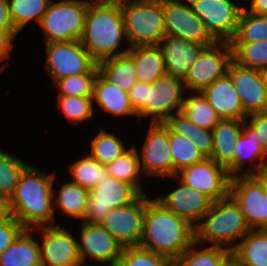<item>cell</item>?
Wrapping results in <instances>:
<instances>
[{"instance_id": "6da1fadb", "label": "cell", "mask_w": 267, "mask_h": 266, "mask_svg": "<svg viewBox=\"0 0 267 266\" xmlns=\"http://www.w3.org/2000/svg\"><path fill=\"white\" fill-rule=\"evenodd\" d=\"M195 241V227L168 210L156 198L151 200L146 196L140 247L167 256L175 262Z\"/></svg>"}, {"instance_id": "7a4b0ae2", "label": "cell", "mask_w": 267, "mask_h": 266, "mask_svg": "<svg viewBox=\"0 0 267 266\" xmlns=\"http://www.w3.org/2000/svg\"><path fill=\"white\" fill-rule=\"evenodd\" d=\"M29 165L21 174L12 197L9 199L12 216L25 228L53 225L54 173L39 171ZM51 223V224H50Z\"/></svg>"}, {"instance_id": "3957f363", "label": "cell", "mask_w": 267, "mask_h": 266, "mask_svg": "<svg viewBox=\"0 0 267 266\" xmlns=\"http://www.w3.org/2000/svg\"><path fill=\"white\" fill-rule=\"evenodd\" d=\"M123 37L126 33L119 0H90L79 40L90 56L98 63L127 53L129 48L117 51Z\"/></svg>"}, {"instance_id": "277c9868", "label": "cell", "mask_w": 267, "mask_h": 266, "mask_svg": "<svg viewBox=\"0 0 267 266\" xmlns=\"http://www.w3.org/2000/svg\"><path fill=\"white\" fill-rule=\"evenodd\" d=\"M251 230L239 205L228 195L213 202L210 210L195 228L196 242L213 243V246L225 247L232 251L233 241L241 240Z\"/></svg>"}, {"instance_id": "5b68a950", "label": "cell", "mask_w": 267, "mask_h": 266, "mask_svg": "<svg viewBox=\"0 0 267 266\" xmlns=\"http://www.w3.org/2000/svg\"><path fill=\"white\" fill-rule=\"evenodd\" d=\"M129 48L156 46L166 35L162 0H119Z\"/></svg>"}, {"instance_id": "8992f818", "label": "cell", "mask_w": 267, "mask_h": 266, "mask_svg": "<svg viewBox=\"0 0 267 266\" xmlns=\"http://www.w3.org/2000/svg\"><path fill=\"white\" fill-rule=\"evenodd\" d=\"M89 3L88 0H51L38 23L46 43L80 40Z\"/></svg>"}, {"instance_id": "52a82bcc", "label": "cell", "mask_w": 267, "mask_h": 266, "mask_svg": "<svg viewBox=\"0 0 267 266\" xmlns=\"http://www.w3.org/2000/svg\"><path fill=\"white\" fill-rule=\"evenodd\" d=\"M229 195L252 230L267 229V185L259 175L231 177Z\"/></svg>"}, {"instance_id": "ba28073f", "label": "cell", "mask_w": 267, "mask_h": 266, "mask_svg": "<svg viewBox=\"0 0 267 266\" xmlns=\"http://www.w3.org/2000/svg\"><path fill=\"white\" fill-rule=\"evenodd\" d=\"M140 195L130 183L109 176L90 190L82 222L101 224L112 209L131 204Z\"/></svg>"}, {"instance_id": "9c48e42d", "label": "cell", "mask_w": 267, "mask_h": 266, "mask_svg": "<svg viewBox=\"0 0 267 266\" xmlns=\"http://www.w3.org/2000/svg\"><path fill=\"white\" fill-rule=\"evenodd\" d=\"M166 35L197 44L214 45L205 23L193 12L187 0H162Z\"/></svg>"}, {"instance_id": "30bf717a", "label": "cell", "mask_w": 267, "mask_h": 266, "mask_svg": "<svg viewBox=\"0 0 267 266\" xmlns=\"http://www.w3.org/2000/svg\"><path fill=\"white\" fill-rule=\"evenodd\" d=\"M46 71L54 81L89 73L97 62L79 40L46 43Z\"/></svg>"}, {"instance_id": "8fae6325", "label": "cell", "mask_w": 267, "mask_h": 266, "mask_svg": "<svg viewBox=\"0 0 267 266\" xmlns=\"http://www.w3.org/2000/svg\"><path fill=\"white\" fill-rule=\"evenodd\" d=\"M185 88L183 80L174 76L164 75L150 84L147 101L138 113L137 119L152 116L150 123H162L167 117L181 112L184 102Z\"/></svg>"}, {"instance_id": "7c38bea8", "label": "cell", "mask_w": 267, "mask_h": 266, "mask_svg": "<svg viewBox=\"0 0 267 266\" xmlns=\"http://www.w3.org/2000/svg\"><path fill=\"white\" fill-rule=\"evenodd\" d=\"M232 60L230 42H217L207 47L183 79L185 90L201 92L227 73L228 65Z\"/></svg>"}, {"instance_id": "4fadbf2b", "label": "cell", "mask_w": 267, "mask_h": 266, "mask_svg": "<svg viewBox=\"0 0 267 266\" xmlns=\"http://www.w3.org/2000/svg\"><path fill=\"white\" fill-rule=\"evenodd\" d=\"M217 42H230L235 35L243 7L230 0H187Z\"/></svg>"}, {"instance_id": "5bb4252c", "label": "cell", "mask_w": 267, "mask_h": 266, "mask_svg": "<svg viewBox=\"0 0 267 266\" xmlns=\"http://www.w3.org/2000/svg\"><path fill=\"white\" fill-rule=\"evenodd\" d=\"M146 194L127 206L112 209L101 225L123 246H139L142 240Z\"/></svg>"}, {"instance_id": "9a60e30c", "label": "cell", "mask_w": 267, "mask_h": 266, "mask_svg": "<svg viewBox=\"0 0 267 266\" xmlns=\"http://www.w3.org/2000/svg\"><path fill=\"white\" fill-rule=\"evenodd\" d=\"M191 188L206 194L214 202L229 195L231 177L224 166L210 158L183 168L174 177Z\"/></svg>"}, {"instance_id": "2e32d148", "label": "cell", "mask_w": 267, "mask_h": 266, "mask_svg": "<svg viewBox=\"0 0 267 266\" xmlns=\"http://www.w3.org/2000/svg\"><path fill=\"white\" fill-rule=\"evenodd\" d=\"M139 154L140 168L146 176L173 177L169 133L162 123H151Z\"/></svg>"}, {"instance_id": "e0dca14e", "label": "cell", "mask_w": 267, "mask_h": 266, "mask_svg": "<svg viewBox=\"0 0 267 266\" xmlns=\"http://www.w3.org/2000/svg\"><path fill=\"white\" fill-rule=\"evenodd\" d=\"M42 230L39 243L42 266H81L78 241L64 227L47 225L33 228Z\"/></svg>"}, {"instance_id": "ac0fdd59", "label": "cell", "mask_w": 267, "mask_h": 266, "mask_svg": "<svg viewBox=\"0 0 267 266\" xmlns=\"http://www.w3.org/2000/svg\"><path fill=\"white\" fill-rule=\"evenodd\" d=\"M80 234L78 251L82 266L86 257L101 265L119 264L123 246L101 224L82 222Z\"/></svg>"}, {"instance_id": "d6986e66", "label": "cell", "mask_w": 267, "mask_h": 266, "mask_svg": "<svg viewBox=\"0 0 267 266\" xmlns=\"http://www.w3.org/2000/svg\"><path fill=\"white\" fill-rule=\"evenodd\" d=\"M227 74L240 96L244 113L247 116L267 112V99L261 71L240 66L232 60L228 65Z\"/></svg>"}, {"instance_id": "ffe728a7", "label": "cell", "mask_w": 267, "mask_h": 266, "mask_svg": "<svg viewBox=\"0 0 267 266\" xmlns=\"http://www.w3.org/2000/svg\"><path fill=\"white\" fill-rule=\"evenodd\" d=\"M156 199L168 210L185 219L195 228L200 224L214 202L206 194L181 181L178 188L172 190L165 197L158 196Z\"/></svg>"}, {"instance_id": "44dd1931", "label": "cell", "mask_w": 267, "mask_h": 266, "mask_svg": "<svg viewBox=\"0 0 267 266\" xmlns=\"http://www.w3.org/2000/svg\"><path fill=\"white\" fill-rule=\"evenodd\" d=\"M156 46L162 53L166 75L183 80L201 53L212 45L197 44L165 35Z\"/></svg>"}, {"instance_id": "7402d4cb", "label": "cell", "mask_w": 267, "mask_h": 266, "mask_svg": "<svg viewBox=\"0 0 267 266\" xmlns=\"http://www.w3.org/2000/svg\"><path fill=\"white\" fill-rule=\"evenodd\" d=\"M201 94L221 119H246L247 115L244 113L240 96L227 73L204 88Z\"/></svg>"}, {"instance_id": "603a6c76", "label": "cell", "mask_w": 267, "mask_h": 266, "mask_svg": "<svg viewBox=\"0 0 267 266\" xmlns=\"http://www.w3.org/2000/svg\"><path fill=\"white\" fill-rule=\"evenodd\" d=\"M243 120L221 119L212 129L213 151L210 159L224 166L234 177V153L242 133Z\"/></svg>"}, {"instance_id": "cb8c5ba5", "label": "cell", "mask_w": 267, "mask_h": 266, "mask_svg": "<svg viewBox=\"0 0 267 266\" xmlns=\"http://www.w3.org/2000/svg\"><path fill=\"white\" fill-rule=\"evenodd\" d=\"M256 160V165H250L247 171H244V161ZM267 168V152L261 146L254 136V129L243 120L242 133L236 143L234 153V176L240 175H261ZM240 172H242L240 174Z\"/></svg>"}, {"instance_id": "d4e9b609", "label": "cell", "mask_w": 267, "mask_h": 266, "mask_svg": "<svg viewBox=\"0 0 267 266\" xmlns=\"http://www.w3.org/2000/svg\"><path fill=\"white\" fill-rule=\"evenodd\" d=\"M92 100L102 110L114 116H138L130 103L128 93L106 81L99 73L94 80Z\"/></svg>"}, {"instance_id": "484cf974", "label": "cell", "mask_w": 267, "mask_h": 266, "mask_svg": "<svg viewBox=\"0 0 267 266\" xmlns=\"http://www.w3.org/2000/svg\"><path fill=\"white\" fill-rule=\"evenodd\" d=\"M232 260L238 266H267V229L251 230L232 246Z\"/></svg>"}, {"instance_id": "4316f807", "label": "cell", "mask_w": 267, "mask_h": 266, "mask_svg": "<svg viewBox=\"0 0 267 266\" xmlns=\"http://www.w3.org/2000/svg\"><path fill=\"white\" fill-rule=\"evenodd\" d=\"M162 124L167 128L168 133L185 136L191 140L205 158L211 157L213 151L211 129L196 126L182 111L170 115Z\"/></svg>"}, {"instance_id": "83f0119b", "label": "cell", "mask_w": 267, "mask_h": 266, "mask_svg": "<svg viewBox=\"0 0 267 266\" xmlns=\"http://www.w3.org/2000/svg\"><path fill=\"white\" fill-rule=\"evenodd\" d=\"M25 229L11 245L0 254V266H42L39 242Z\"/></svg>"}, {"instance_id": "f1b7e54d", "label": "cell", "mask_w": 267, "mask_h": 266, "mask_svg": "<svg viewBox=\"0 0 267 266\" xmlns=\"http://www.w3.org/2000/svg\"><path fill=\"white\" fill-rule=\"evenodd\" d=\"M127 53L133 58L137 81L151 84L166 75L164 59L157 46H134Z\"/></svg>"}, {"instance_id": "f546056e", "label": "cell", "mask_w": 267, "mask_h": 266, "mask_svg": "<svg viewBox=\"0 0 267 266\" xmlns=\"http://www.w3.org/2000/svg\"><path fill=\"white\" fill-rule=\"evenodd\" d=\"M98 73L125 92L137 82L133 58L128 54L109 57L97 63Z\"/></svg>"}, {"instance_id": "4dcf8cb0", "label": "cell", "mask_w": 267, "mask_h": 266, "mask_svg": "<svg viewBox=\"0 0 267 266\" xmlns=\"http://www.w3.org/2000/svg\"><path fill=\"white\" fill-rule=\"evenodd\" d=\"M195 241L175 261L179 266H225L232 259V251L225 247L213 246L197 250Z\"/></svg>"}, {"instance_id": "1f68e13d", "label": "cell", "mask_w": 267, "mask_h": 266, "mask_svg": "<svg viewBox=\"0 0 267 266\" xmlns=\"http://www.w3.org/2000/svg\"><path fill=\"white\" fill-rule=\"evenodd\" d=\"M59 190V195H53V205L64 214L76 219H83L90 191L74 182L64 183Z\"/></svg>"}, {"instance_id": "d6a6232c", "label": "cell", "mask_w": 267, "mask_h": 266, "mask_svg": "<svg viewBox=\"0 0 267 266\" xmlns=\"http://www.w3.org/2000/svg\"><path fill=\"white\" fill-rule=\"evenodd\" d=\"M68 170L70 171L72 182L89 191L109 177L106 166L100 164L90 154L69 164Z\"/></svg>"}, {"instance_id": "836d02e7", "label": "cell", "mask_w": 267, "mask_h": 266, "mask_svg": "<svg viewBox=\"0 0 267 266\" xmlns=\"http://www.w3.org/2000/svg\"><path fill=\"white\" fill-rule=\"evenodd\" d=\"M109 176L130 183L140 194H145L139 178L141 172L137 148L134 146L125 151L114 161L106 165Z\"/></svg>"}, {"instance_id": "e575fe53", "label": "cell", "mask_w": 267, "mask_h": 266, "mask_svg": "<svg viewBox=\"0 0 267 266\" xmlns=\"http://www.w3.org/2000/svg\"><path fill=\"white\" fill-rule=\"evenodd\" d=\"M232 59L238 65L258 71L267 70V40L230 42Z\"/></svg>"}, {"instance_id": "d590c367", "label": "cell", "mask_w": 267, "mask_h": 266, "mask_svg": "<svg viewBox=\"0 0 267 266\" xmlns=\"http://www.w3.org/2000/svg\"><path fill=\"white\" fill-rule=\"evenodd\" d=\"M195 94L190 97H184L181 111L196 126L212 130L221 118L201 92H195Z\"/></svg>"}, {"instance_id": "8d00e7d4", "label": "cell", "mask_w": 267, "mask_h": 266, "mask_svg": "<svg viewBox=\"0 0 267 266\" xmlns=\"http://www.w3.org/2000/svg\"><path fill=\"white\" fill-rule=\"evenodd\" d=\"M51 0H8L9 14L19 34L28 23L40 21Z\"/></svg>"}, {"instance_id": "74e56055", "label": "cell", "mask_w": 267, "mask_h": 266, "mask_svg": "<svg viewBox=\"0 0 267 266\" xmlns=\"http://www.w3.org/2000/svg\"><path fill=\"white\" fill-rule=\"evenodd\" d=\"M267 40V15L252 14L242 9L235 35L230 42Z\"/></svg>"}, {"instance_id": "f35d334b", "label": "cell", "mask_w": 267, "mask_h": 266, "mask_svg": "<svg viewBox=\"0 0 267 266\" xmlns=\"http://www.w3.org/2000/svg\"><path fill=\"white\" fill-rule=\"evenodd\" d=\"M169 142L173 160V177L183 168L205 159L193 142L185 136L169 133Z\"/></svg>"}, {"instance_id": "ab89813d", "label": "cell", "mask_w": 267, "mask_h": 266, "mask_svg": "<svg viewBox=\"0 0 267 266\" xmlns=\"http://www.w3.org/2000/svg\"><path fill=\"white\" fill-rule=\"evenodd\" d=\"M28 166L23 160L0 149V197H12L21 174Z\"/></svg>"}, {"instance_id": "60d3db41", "label": "cell", "mask_w": 267, "mask_h": 266, "mask_svg": "<svg viewBox=\"0 0 267 266\" xmlns=\"http://www.w3.org/2000/svg\"><path fill=\"white\" fill-rule=\"evenodd\" d=\"M127 150L120 138L101 128L97 136L91 141L90 155L100 164L106 166Z\"/></svg>"}, {"instance_id": "b9f144b4", "label": "cell", "mask_w": 267, "mask_h": 266, "mask_svg": "<svg viewBox=\"0 0 267 266\" xmlns=\"http://www.w3.org/2000/svg\"><path fill=\"white\" fill-rule=\"evenodd\" d=\"M97 74L98 67L96 65L89 73L57 80L55 85L59 90L58 96L92 97L94 80Z\"/></svg>"}, {"instance_id": "7bdbcfd3", "label": "cell", "mask_w": 267, "mask_h": 266, "mask_svg": "<svg viewBox=\"0 0 267 266\" xmlns=\"http://www.w3.org/2000/svg\"><path fill=\"white\" fill-rule=\"evenodd\" d=\"M92 97L58 96L57 105L71 124L91 119L94 116Z\"/></svg>"}, {"instance_id": "ee69618b", "label": "cell", "mask_w": 267, "mask_h": 266, "mask_svg": "<svg viewBox=\"0 0 267 266\" xmlns=\"http://www.w3.org/2000/svg\"><path fill=\"white\" fill-rule=\"evenodd\" d=\"M171 263L167 256L140 246L123 247L119 261L120 266H170Z\"/></svg>"}, {"instance_id": "f6af8a7d", "label": "cell", "mask_w": 267, "mask_h": 266, "mask_svg": "<svg viewBox=\"0 0 267 266\" xmlns=\"http://www.w3.org/2000/svg\"><path fill=\"white\" fill-rule=\"evenodd\" d=\"M25 228L12 216L0 224V254L13 243Z\"/></svg>"}, {"instance_id": "bcb514c9", "label": "cell", "mask_w": 267, "mask_h": 266, "mask_svg": "<svg viewBox=\"0 0 267 266\" xmlns=\"http://www.w3.org/2000/svg\"><path fill=\"white\" fill-rule=\"evenodd\" d=\"M245 121L254 129L255 138L267 152V112L248 115Z\"/></svg>"}, {"instance_id": "7dc6e473", "label": "cell", "mask_w": 267, "mask_h": 266, "mask_svg": "<svg viewBox=\"0 0 267 266\" xmlns=\"http://www.w3.org/2000/svg\"><path fill=\"white\" fill-rule=\"evenodd\" d=\"M148 89H150V83L137 81L128 92L130 103L137 114L145 106Z\"/></svg>"}, {"instance_id": "c3c4849f", "label": "cell", "mask_w": 267, "mask_h": 266, "mask_svg": "<svg viewBox=\"0 0 267 266\" xmlns=\"http://www.w3.org/2000/svg\"><path fill=\"white\" fill-rule=\"evenodd\" d=\"M17 34L16 30H0V61L9 57Z\"/></svg>"}, {"instance_id": "681fc988", "label": "cell", "mask_w": 267, "mask_h": 266, "mask_svg": "<svg viewBox=\"0 0 267 266\" xmlns=\"http://www.w3.org/2000/svg\"><path fill=\"white\" fill-rule=\"evenodd\" d=\"M0 30H15L9 14L8 0H0Z\"/></svg>"}, {"instance_id": "f907efd6", "label": "cell", "mask_w": 267, "mask_h": 266, "mask_svg": "<svg viewBox=\"0 0 267 266\" xmlns=\"http://www.w3.org/2000/svg\"><path fill=\"white\" fill-rule=\"evenodd\" d=\"M243 9L252 14L267 15V0H252L250 8Z\"/></svg>"}, {"instance_id": "816d5d0a", "label": "cell", "mask_w": 267, "mask_h": 266, "mask_svg": "<svg viewBox=\"0 0 267 266\" xmlns=\"http://www.w3.org/2000/svg\"><path fill=\"white\" fill-rule=\"evenodd\" d=\"M12 217L9 199L0 197V224L7 222Z\"/></svg>"}, {"instance_id": "f5cc1de1", "label": "cell", "mask_w": 267, "mask_h": 266, "mask_svg": "<svg viewBox=\"0 0 267 266\" xmlns=\"http://www.w3.org/2000/svg\"><path fill=\"white\" fill-rule=\"evenodd\" d=\"M262 78H263V83H264V90L266 94V99H267V70L262 71Z\"/></svg>"}, {"instance_id": "db71d44e", "label": "cell", "mask_w": 267, "mask_h": 266, "mask_svg": "<svg viewBox=\"0 0 267 266\" xmlns=\"http://www.w3.org/2000/svg\"><path fill=\"white\" fill-rule=\"evenodd\" d=\"M265 182H266V185H267V173L264 172L262 173L261 175H259Z\"/></svg>"}, {"instance_id": "11a10c76", "label": "cell", "mask_w": 267, "mask_h": 266, "mask_svg": "<svg viewBox=\"0 0 267 266\" xmlns=\"http://www.w3.org/2000/svg\"><path fill=\"white\" fill-rule=\"evenodd\" d=\"M225 266H238L232 259Z\"/></svg>"}, {"instance_id": "9f6ffc18", "label": "cell", "mask_w": 267, "mask_h": 266, "mask_svg": "<svg viewBox=\"0 0 267 266\" xmlns=\"http://www.w3.org/2000/svg\"><path fill=\"white\" fill-rule=\"evenodd\" d=\"M6 66H7V65L5 64V65H3V66L0 68V73L2 72V70L5 69Z\"/></svg>"}, {"instance_id": "6f0895ef", "label": "cell", "mask_w": 267, "mask_h": 266, "mask_svg": "<svg viewBox=\"0 0 267 266\" xmlns=\"http://www.w3.org/2000/svg\"><path fill=\"white\" fill-rule=\"evenodd\" d=\"M170 266H179L176 262H172Z\"/></svg>"}]
</instances>
